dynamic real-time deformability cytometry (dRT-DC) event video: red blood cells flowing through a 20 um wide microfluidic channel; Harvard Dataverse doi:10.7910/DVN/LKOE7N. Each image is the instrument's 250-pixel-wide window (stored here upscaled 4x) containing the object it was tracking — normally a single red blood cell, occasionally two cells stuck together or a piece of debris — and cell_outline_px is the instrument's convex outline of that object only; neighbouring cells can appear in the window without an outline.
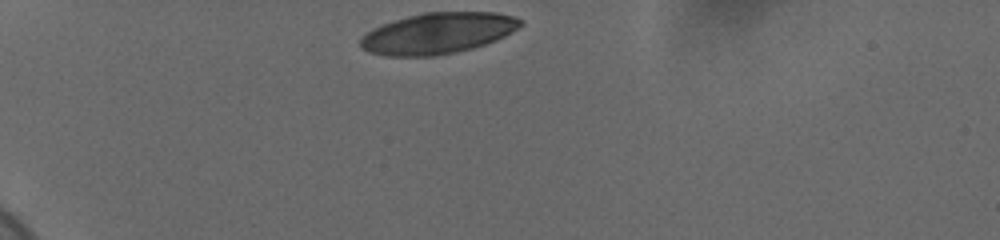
{"species": "human", "species_latin": "Homo sapiens", "temperature_condition": "cold", "stored_images_in_passage": 9, "camera_frame_rate_fps": 3000, "um_per_image_px": 0.085, "donor": {"sex": "female"}, "frame": {"image": 1, "passage_image": 1, "time_ms": 0.0, "image_size_px": [1000, 240], "cell_outline_px": [[524, 24], [504, 36], [496, 40], [472, 48], [456, 52], [432, 56], [384, 56], [368, 52], [360, 48], [360, 40], [372, 28], [408, 16], [424, 12], [492, 12], [512, 16], [520, 20]], "centroid_in_image_um": [37.19, 2.83], "position_along_channel_um": 47.8, "area_um2": 37.97}}
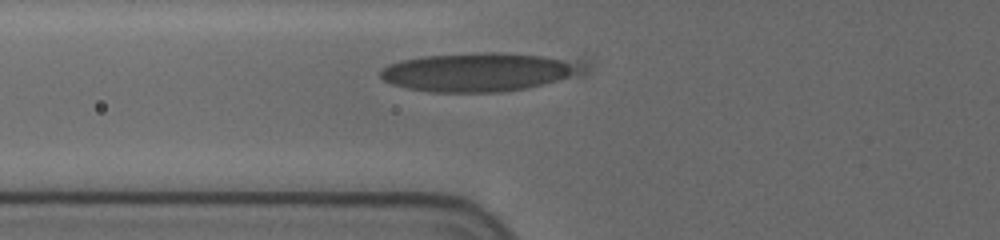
{"frame": {"image": 2, "passage_image": 8, "time_ms": 2.333, "image_size_px": [1000, 240], "cell_outline_px": [[592, 60], [588, 68], [580, 76], [524, 88], [500, 92], [428, 92], [404, 88], [392, 84], [384, 80], [380, 76], [380, 68], [388, 64], [400, 60], [420, 56], [472, 52], [504, 52]], "centroid_in_image_um": [40.85, 6.1], "position_along_channel_um": 85.0, "area_um2": 47.22}}